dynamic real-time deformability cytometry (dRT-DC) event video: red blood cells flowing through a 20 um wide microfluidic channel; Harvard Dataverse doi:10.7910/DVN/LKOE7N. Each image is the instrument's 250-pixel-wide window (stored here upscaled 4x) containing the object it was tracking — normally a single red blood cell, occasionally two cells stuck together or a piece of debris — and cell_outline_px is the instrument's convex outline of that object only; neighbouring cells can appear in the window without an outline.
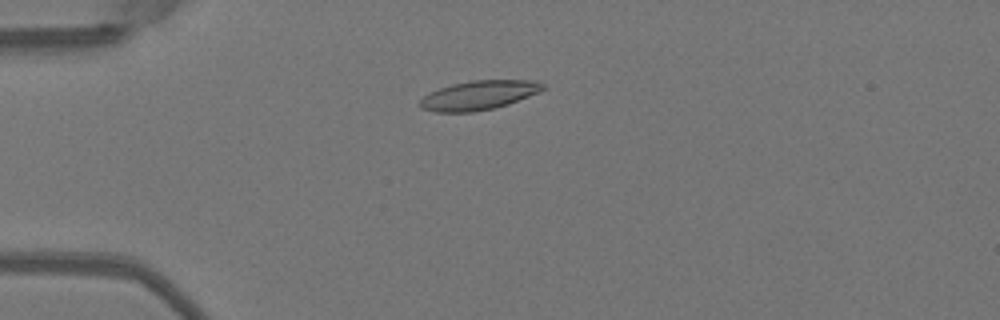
{"species": "Egyptian fruit bat (a non-hibernating species)", "species_latin": "Rousettus aegyptiacus", "temperature_condition": "warm", "stored_images_in_passage": 51, "camera_frame_rate_fps": 3000, "um_per_image_px": 0.085, "animal": {"sex": "female"}, "frame": {"image": 1, "passage_image": 14, "time_ms": 4.333, "image_size_px": [1000, 320], "cell_outline_px": [[544, 88], [540, 92], [508, 104], [492, 108], [472, 112], [436, 112], [420, 108], [420, 100], [428, 92], [452, 84], [472, 80], [532, 80], [544, 84]], "centroid_in_image_um": [40.68, 8.09], "position_along_channel_um": 44.3, "area_um2": 20.81}}
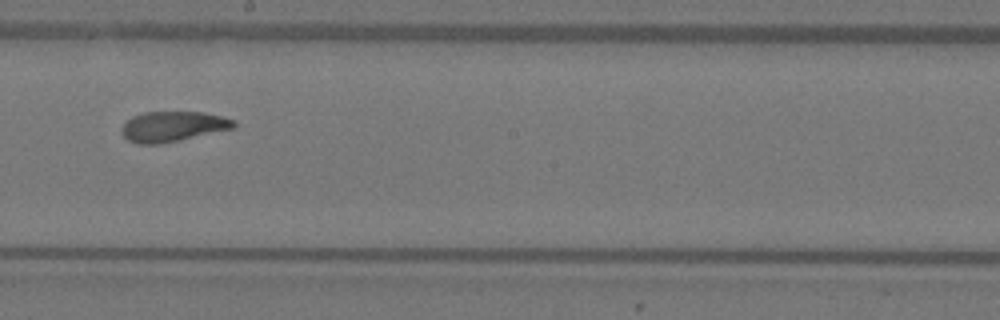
{"frame": {"image": 2, "passage_image": 30, "time_ms": 9.667, "image_size_px": [1000, 320], "cell_outline_px": [[236, 124], [232, 128], [180, 140], [160, 144], [136, 144], [128, 140], [124, 136], [120, 128], [132, 116], [144, 112], [204, 112], [236, 120]], "centroid_in_image_um": [14.66, 10.75], "position_along_channel_um": 233.5, "area_um2": 19.65}}
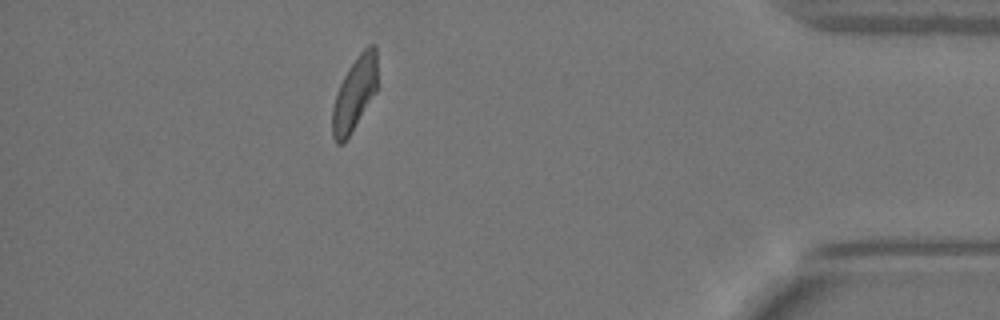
{"frame": {"image": 3, "passage_image": 46, "time_ms": 15.0, "image_size_px": [1000, 320], "cell_outline_px": [[376, 92], [344, 144], [336, 144], [332, 136], [332, 108], [336, 92], [348, 68], [360, 52], [368, 44], [376, 44]], "centroid_in_image_um": [30.12, 7.99], "position_along_channel_um": 405.1, "area_um2": 19.31}, "authors_computed_cell_mechanics": {"area_um2": 20.2878, "velocity_mm_per_s": 4.0265, "shape_relaxation_time_tau1_ms": 5.0349, "shape_relaxation_time_tau2_ms": 1.6139, "deformation_change_tau1": 0.1598, "deformation_change_tau2": 0.0694}}